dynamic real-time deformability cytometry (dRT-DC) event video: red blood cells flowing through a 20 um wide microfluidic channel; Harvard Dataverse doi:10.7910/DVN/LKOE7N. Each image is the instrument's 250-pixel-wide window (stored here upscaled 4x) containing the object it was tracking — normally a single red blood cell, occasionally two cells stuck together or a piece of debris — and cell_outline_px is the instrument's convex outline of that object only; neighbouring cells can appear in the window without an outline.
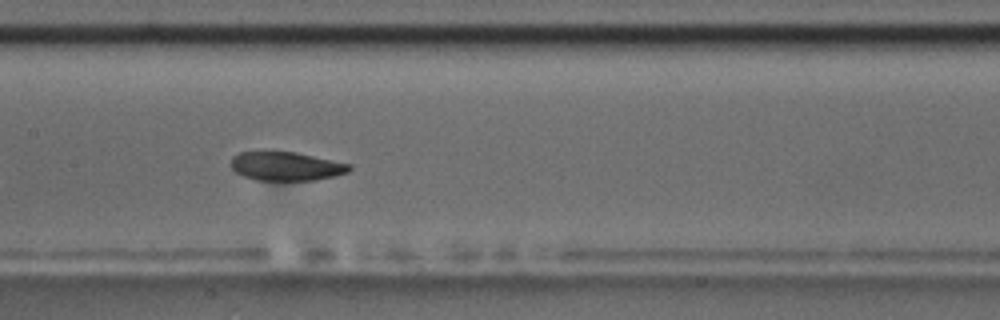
{"species": "common noctule bat (a hibernating species)", "species_latin": "Nyctalus noctula", "temperature_condition": "room temperature", "stored_images_in_passage": 10, "camera_frame_rate_fps": 3000, "um_per_image_px": 0.085, "animal": {"sex": "male", "body_mass_g": 17.5, "forearm_length_mm": 52.3}, "frame": {"image": 1, "passage_image": 6, "time_ms": 5.667, "image_size_px": [1000, 320], "cell_outline_px": [[352, 168], [348, 172], [316, 180], [256, 180], [244, 176], [236, 172], [232, 168], [232, 156], [240, 152], [268, 148], [272, 148], [296, 152], [352, 164]], "centroid_in_image_um": [24.28, 14.07], "position_along_channel_um": 183.1, "area_um2": 20.58}}